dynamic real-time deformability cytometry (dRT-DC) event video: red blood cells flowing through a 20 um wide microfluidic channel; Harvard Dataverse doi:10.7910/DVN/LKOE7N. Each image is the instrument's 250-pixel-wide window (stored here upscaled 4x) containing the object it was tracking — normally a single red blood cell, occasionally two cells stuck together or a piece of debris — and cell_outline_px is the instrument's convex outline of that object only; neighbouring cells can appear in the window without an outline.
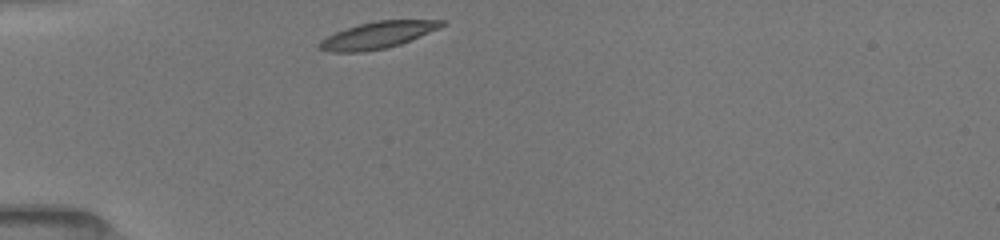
{"species": "common noctule bat (a hibernating species)", "species_latin": "Nyctalus noctula", "temperature_condition": "room temperature", "stored_images_in_passage": 5, "camera_frame_rate_fps": 3000, "um_per_image_px": 0.085, "animal": {"sex": "female", "body_mass_g": 19.5, "forearm_length_mm": 54.1}, "frame": {"image": 1, "passage_image": 1, "time_ms": 0.0, "image_size_px": [1000, 240], "cell_outline_px": [[448, 24], [440, 28], [400, 44], [384, 48], [364, 52], [328, 52], [316, 48], [316, 44], [320, 40], [336, 32], [360, 24], [376, 20], [448, 20]], "centroid_in_image_um": [32.1, 2.99], "position_along_channel_um": 52.9, "area_um2": 19.13}}
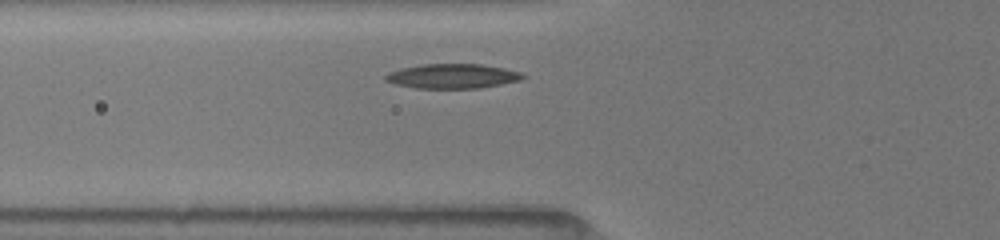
{"frame": {"image": 2, "passage_image": 3, "time_ms": 1.333, "image_size_px": [1000, 240], "cell_outline_px": [[524, 76], [520, 80], [480, 88], [416, 88], [396, 84], [384, 80], [384, 76], [388, 72], [400, 68], [424, 64], [480, 64], [504, 68], [524, 72]], "centroid_in_image_um": [38.45, 6.47], "position_along_channel_um": 87.4, "area_um2": 19.65}}
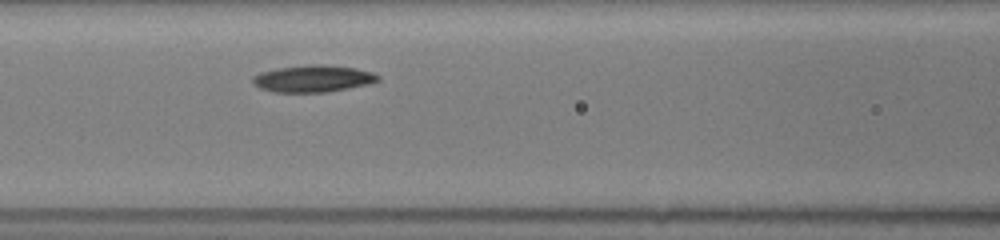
{"frame": {"image": 3, "passage_image": 5, "time_ms": 2.667, "image_size_px": [1000, 240], "cell_outline_px": [[380, 80], [368, 84], [328, 92], [276, 92], [260, 88], [252, 84], [252, 76], [260, 72], [280, 68], [308, 64], [324, 64], [356, 68], [372, 72], [380, 76]], "centroid_in_image_um": [26.61, 6.68], "position_along_channel_um": 140.0, "area_um2": 19.71}}